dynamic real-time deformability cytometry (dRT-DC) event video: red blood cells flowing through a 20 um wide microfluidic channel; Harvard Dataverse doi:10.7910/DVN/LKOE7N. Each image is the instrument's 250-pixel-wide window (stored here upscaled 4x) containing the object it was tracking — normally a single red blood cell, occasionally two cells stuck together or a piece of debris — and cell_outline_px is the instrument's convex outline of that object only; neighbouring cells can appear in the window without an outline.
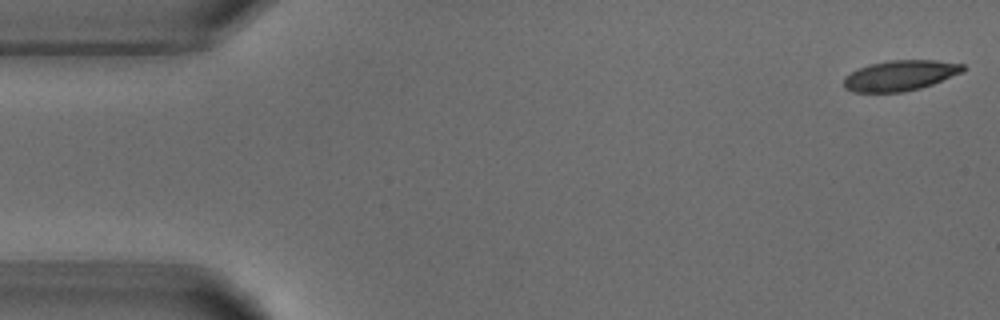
{"species": "common noctule bat (a hibernating species)", "species_latin": "Nyctalus noctula", "temperature_condition": "warm", "stored_images_in_passage": 4, "camera_frame_rate_fps": 3000, "um_per_image_px": 0.085, "animal": {"sex": "male", "body_mass_g": 18.8}, "frame": {"image": 1, "passage_image": 1, "time_ms": 0.0, "image_size_px": [1000, 320], "cell_outline_px": [[964, 72], [932, 84], [920, 88], [904, 92], [852, 92], [844, 88], [844, 76], [868, 64], [888, 60], [936, 60], [964, 64]], "centroid_in_image_um": [76.51, 6.41], "position_along_channel_um": 8.5, "area_um2": 21.21}}